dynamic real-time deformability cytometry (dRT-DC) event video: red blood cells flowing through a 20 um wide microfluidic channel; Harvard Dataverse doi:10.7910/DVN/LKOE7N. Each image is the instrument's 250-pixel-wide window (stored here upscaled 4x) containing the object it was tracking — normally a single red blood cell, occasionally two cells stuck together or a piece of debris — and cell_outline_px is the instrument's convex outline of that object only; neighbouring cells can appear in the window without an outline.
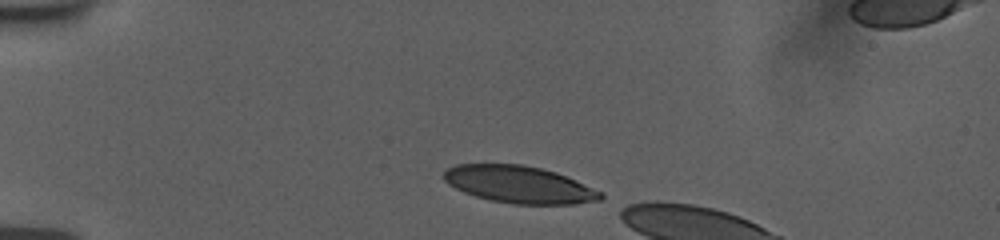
{"species": "human", "species_latin": "Homo sapiens", "temperature_condition": "room temperature", "stored_images_in_passage": 8, "camera_frame_rate_fps": 3000, "um_per_image_px": 0.085, "donor": {"sex": "female"}, "frame": {"image": 1, "passage_image": 1, "time_ms": 0.0, "image_size_px": [1000, 240], "cell_outline_px": [[604, 196], [600, 200], [572, 204], [512, 204], [492, 200], [476, 196], [464, 192], [448, 184], [444, 180], [444, 172], [448, 168], [456, 164], [524, 164], [556, 172], [604, 192]], "centroid_in_image_um": [44.15, 15.68], "position_along_channel_um": 40.9, "area_um2": 33.87}}